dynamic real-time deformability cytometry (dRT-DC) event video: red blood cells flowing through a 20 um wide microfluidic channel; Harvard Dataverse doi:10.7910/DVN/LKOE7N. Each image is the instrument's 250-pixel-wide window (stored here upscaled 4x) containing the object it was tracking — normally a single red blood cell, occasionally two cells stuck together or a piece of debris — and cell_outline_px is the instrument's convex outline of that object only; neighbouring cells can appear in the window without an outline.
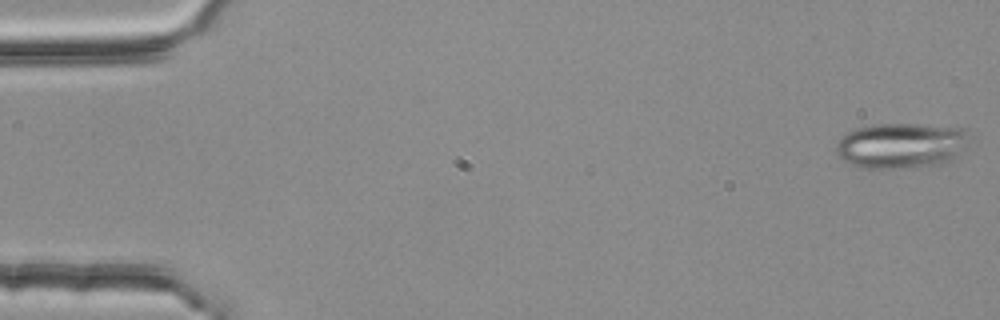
{"species": "common noctule bat (a hibernating species)", "species_latin": "Nyctalus noctula", "temperature_condition": "room temperature", "stored_images_in_passage": 4, "camera_frame_rate_fps": 3000, "um_per_image_px": 0.085, "animal": {"sex": "female", "body_mass_g": 25.1}, "frame": {"image": 1, "passage_image": 1, "time_ms": 0.0, "image_size_px": [1000, 320], "cell_outline_px": [[968, 132], [952, 160], [940, 164], [900, 168], [864, 168], [852, 164], [844, 160], [836, 152], [836, 144], [840, 136], [856, 128], [872, 124], [920, 124], [968, 128]], "centroid_in_image_um": [76.51, 12.35], "position_along_channel_um": 8.5, "area_um2": 34.8}}